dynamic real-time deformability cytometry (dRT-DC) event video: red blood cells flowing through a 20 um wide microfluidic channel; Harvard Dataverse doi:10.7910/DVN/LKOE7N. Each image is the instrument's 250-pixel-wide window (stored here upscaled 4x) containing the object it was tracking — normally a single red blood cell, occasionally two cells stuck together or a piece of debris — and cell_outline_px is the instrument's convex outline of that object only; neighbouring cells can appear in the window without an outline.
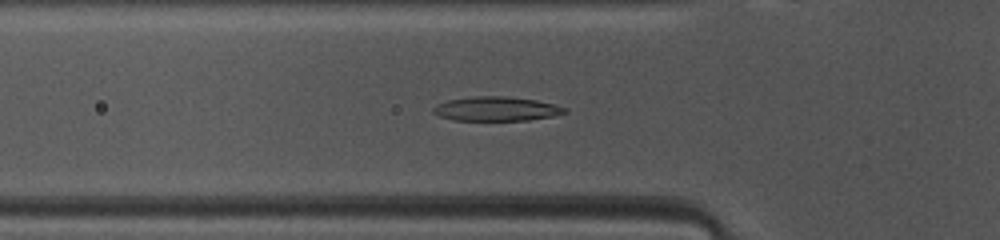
{"species": "common noctule bat (a hibernating species)", "species_latin": "Nyctalus noctula", "temperature_condition": "warm", "stored_images_in_passage": 41, "camera_frame_rate_fps": 3000, "um_per_image_px": 0.085, "animal": {"sex": "female", "body_mass_g": 10.0, "forearm_length_mm": 53.1}, "frame": {"image": 1, "passage_image": 8, "time_ms": 2.333, "image_size_px": [1000, 240], "cell_outline_px": [[568, 112], [552, 116], [528, 120], [452, 120], [440, 116], [432, 112], [432, 108], [436, 104], [448, 100], [476, 96], [504, 96], [536, 100], [552, 104], [564, 108]], "centroid_in_image_um": [42.14, 9.25], "position_along_channel_um": 83.7, "area_um2": 18.38}}
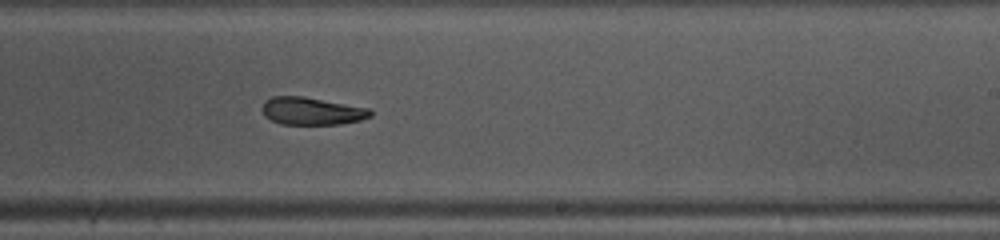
{"frame": {"image": 2, "passage_image": 21, "time_ms": 6.667, "image_size_px": [1000, 240], "cell_outline_px": [[372, 116], [360, 120], [340, 124], [280, 124], [264, 116], [260, 108], [264, 100], [272, 96], [304, 96], [368, 108], [372, 112]], "centroid_in_image_um": [26.45, 9.43], "position_along_channel_um": 262.6, "area_um2": 17.51}}
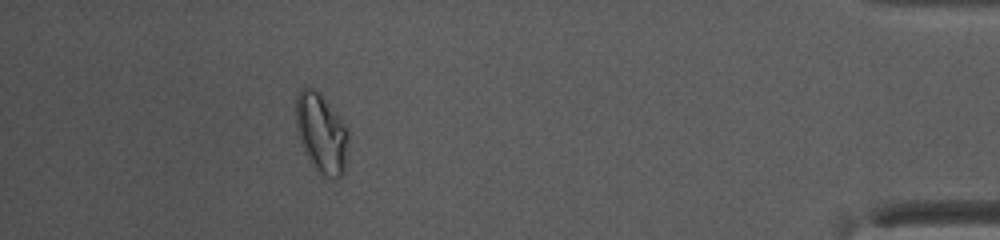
{"frame": {"image": 3, "passage_image": 36, "time_ms": 11.667, "image_size_px": [1000, 240], "cell_outline_px": [[348, 136], [344, 172], [336, 180], [324, 176], [312, 164], [304, 152], [296, 128], [296, 96], [300, 88], [316, 88], [320, 92], [340, 120], [348, 132]], "centroid_in_image_um": [27.29, 11.32], "position_along_channel_um": 407.9, "area_um2": 23.99}, "authors_computed_cell_mechanics": {"area_um2": 18.9584, "velocity_mm_per_s": 4.1149, "shape_relaxation_time_tau1_ms": 3.6879, "shape_relaxation_time_tau2_ms": 7.0838, "deformation_change_tau1": 0.1389, "deformation_change_tau2": 0.1074}}